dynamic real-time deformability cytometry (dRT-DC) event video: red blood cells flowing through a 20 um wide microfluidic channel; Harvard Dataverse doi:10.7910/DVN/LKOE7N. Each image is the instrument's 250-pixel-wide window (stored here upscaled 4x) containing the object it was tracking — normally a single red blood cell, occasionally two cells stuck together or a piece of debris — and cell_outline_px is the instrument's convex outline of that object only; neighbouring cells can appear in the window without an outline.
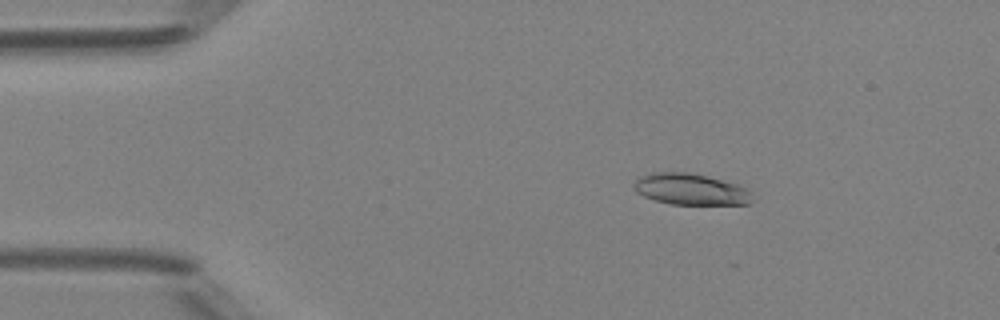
{"species": "Egyptian fruit bat (a non-hibernating species)", "species_latin": "Rousettus aegyptiacus", "temperature_condition": "room temperature", "stored_images_in_passage": 17, "camera_frame_rate_fps": 3000, "um_per_image_px": 0.085, "animal": {"sex": "female"}, "frame": {"image": 1, "passage_image": 1, "time_ms": 0.0, "image_size_px": [1000, 320], "cell_outline_px": [[752, 204], [672, 204], [656, 200], [644, 196], [636, 192], [632, 184], [640, 176], [652, 172], [688, 172], [736, 184], [752, 192]], "centroid_in_image_um": [58.68, 16.09], "position_along_channel_um": 26.3, "area_um2": 21.39}}
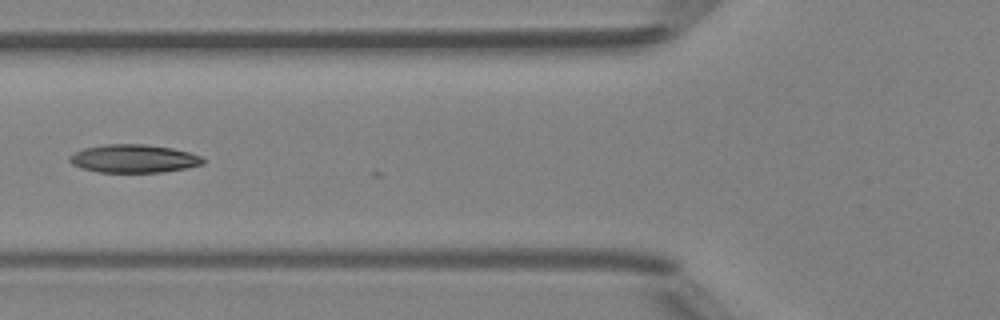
{"frame": {"image": 2, "passage_image": 12, "time_ms": 3.667, "image_size_px": [1000, 320], "cell_outline_px": [[204, 164], [184, 168], [160, 172], [96, 172], [80, 168], [72, 164], [68, 160], [76, 152], [84, 148], [104, 144], [144, 144], [172, 148], [188, 152], [200, 156], [204, 160]], "centroid_in_image_um": [11.34, 13.48], "position_along_channel_um": 114.5, "area_um2": 21.73}}
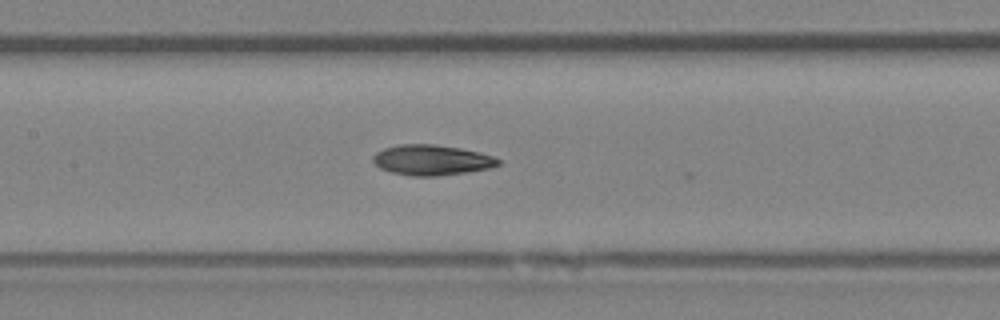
{"frame": {"image": 3, "passage_image": 16, "time_ms": 5.0, "image_size_px": [1000, 320], "cell_outline_px": [[500, 164], [488, 168], [464, 172], [436, 176], [412, 176], [392, 172], [380, 168], [372, 160], [372, 156], [376, 152], [384, 148], [400, 144], [432, 144], [460, 148], [480, 152], [492, 156], [500, 160]], "centroid_in_image_um": [36.66, 13.59], "position_along_channel_um": 170.7, "area_um2": 21.96}}